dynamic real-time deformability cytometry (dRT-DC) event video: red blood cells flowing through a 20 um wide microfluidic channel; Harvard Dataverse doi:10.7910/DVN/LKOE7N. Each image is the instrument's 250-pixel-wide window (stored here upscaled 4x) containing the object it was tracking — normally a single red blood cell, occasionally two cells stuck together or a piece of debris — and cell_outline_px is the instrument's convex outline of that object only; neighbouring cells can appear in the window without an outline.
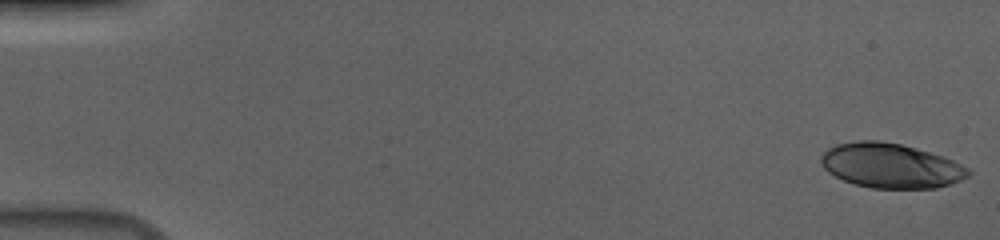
{"species": "human", "species_latin": "Homo sapiens", "temperature_condition": "cold", "stored_images_in_passage": 56, "camera_frame_rate_fps": 3000, "um_per_image_px": 0.085, "donor": {"sex": "male"}, "frame": {"image": 1, "passage_image": 1, "time_ms": 0.0, "image_size_px": [1000, 240], "cell_outline_px": [[972, 172], [968, 176], [960, 180], [936, 188], [872, 188], [856, 184], [844, 180], [828, 172], [824, 168], [820, 160], [820, 156], [828, 148], [836, 144], [856, 140], [880, 140], [900, 144], [928, 152], [952, 160], [968, 168]], "centroid_in_image_um": [75.68, 14.07], "position_along_channel_um": 9.3, "area_um2": 38.03}}
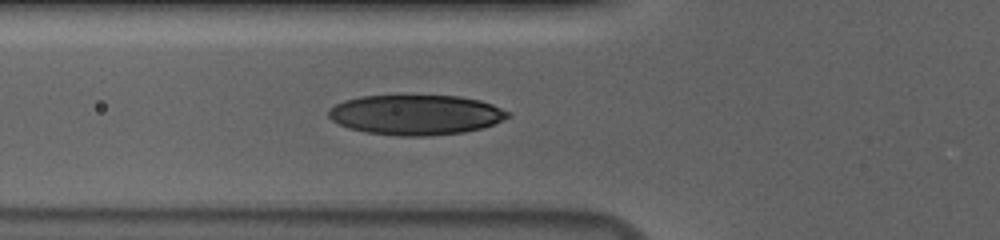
{"frame": {"image": 2, "passage_image": 21, "time_ms": 6.667, "image_size_px": [1000, 240], "cell_outline_px": [[512, 116], [504, 120], [484, 128], [464, 132], [428, 136], [400, 136], [368, 132], [348, 128], [332, 120], [328, 116], [328, 108], [344, 100], [360, 96], [460, 96], [480, 100], [492, 104], [512, 112]], "centroid_in_image_um": [35.39, 9.76], "position_along_channel_um": 90.4, "area_um2": 42.08}}
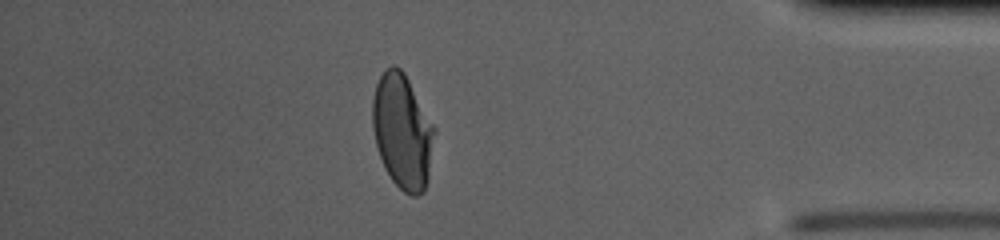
{"frame": {"image": 3, "passage_image": 49, "time_ms": 16.0, "image_size_px": [1000, 240], "cell_outline_px": [[436, 132], [428, 180], [424, 192], [416, 196], [412, 196], [404, 192], [392, 180], [380, 156], [376, 144], [372, 128], [372, 100], [376, 84], [380, 76], [392, 64], [400, 68], [404, 72], [436, 128]], "centroid_in_image_um": [34.22, 11.17], "position_along_channel_um": 401.0, "area_um2": 41.44}, "authors_computed_cell_mechanics": {"area_um2": 41.0091, "velocity_mm_per_s": 3.683, "shape_relaxation_time_tau1_ms": 5.5942, "shape_relaxation_time_tau2_ms": 1.373, "deformation_change_tau1": 0.1966, "deformation_change_tau2": 0.0543}}